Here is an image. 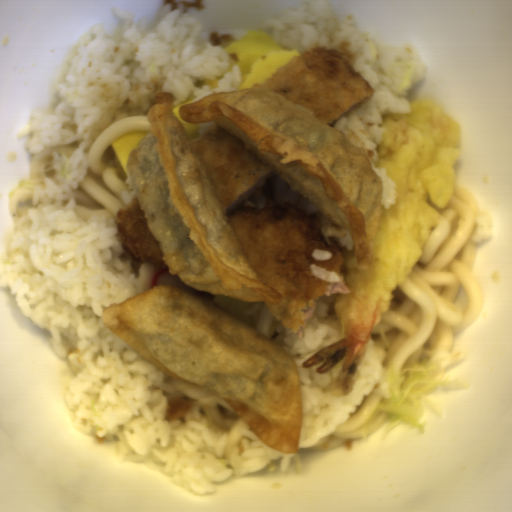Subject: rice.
Wrapping results in <instances>:
<instances>
[{"label": "rice", "mask_w": 512, "mask_h": 512, "mask_svg": "<svg viewBox=\"0 0 512 512\" xmlns=\"http://www.w3.org/2000/svg\"><path fill=\"white\" fill-rule=\"evenodd\" d=\"M213 302L253 329L259 310L263 306L259 301L247 302L218 294H216Z\"/></svg>", "instance_id": "obj_4"}, {"label": "rice", "mask_w": 512, "mask_h": 512, "mask_svg": "<svg viewBox=\"0 0 512 512\" xmlns=\"http://www.w3.org/2000/svg\"><path fill=\"white\" fill-rule=\"evenodd\" d=\"M312 258H314L317 261H327L330 260L333 256L329 251L321 250V249H315L313 250L311 254Z\"/></svg>", "instance_id": "obj_7"}, {"label": "rice", "mask_w": 512, "mask_h": 512, "mask_svg": "<svg viewBox=\"0 0 512 512\" xmlns=\"http://www.w3.org/2000/svg\"><path fill=\"white\" fill-rule=\"evenodd\" d=\"M113 13L119 26L93 25L78 40L54 104L30 112L32 158L10 195L0 286L46 329L78 429L113 444L118 457L197 495L264 468L286 473L293 453L264 444L240 417L216 424L102 320V308L139 293L145 262L124 250L116 220L74 208L94 140L108 125L147 116L158 92L175 96L173 109L238 90L241 70L226 48L245 37L207 38L181 1L151 17Z\"/></svg>", "instance_id": "obj_1"}, {"label": "rice", "mask_w": 512, "mask_h": 512, "mask_svg": "<svg viewBox=\"0 0 512 512\" xmlns=\"http://www.w3.org/2000/svg\"><path fill=\"white\" fill-rule=\"evenodd\" d=\"M493 234V221L492 216L484 211H478L476 213V228L470 238L473 244L486 241L491 238Z\"/></svg>", "instance_id": "obj_5"}, {"label": "rice", "mask_w": 512, "mask_h": 512, "mask_svg": "<svg viewBox=\"0 0 512 512\" xmlns=\"http://www.w3.org/2000/svg\"><path fill=\"white\" fill-rule=\"evenodd\" d=\"M265 31L301 55L321 47L333 49L373 87L371 95L348 109L330 127L345 137L371 161L382 178V207L391 208L396 200L395 184L389 173L378 168L376 160L386 116L410 112L407 92L422 82L427 64L413 44H378L360 28L354 15L338 16L326 0L303 1L263 27Z\"/></svg>", "instance_id": "obj_2"}, {"label": "rice", "mask_w": 512, "mask_h": 512, "mask_svg": "<svg viewBox=\"0 0 512 512\" xmlns=\"http://www.w3.org/2000/svg\"><path fill=\"white\" fill-rule=\"evenodd\" d=\"M333 296V295H332ZM332 296H322L308 318L301 335L288 330L281 349L290 355L295 364L302 396V425L298 450L312 447L319 439L341 424L369 392H379L389 400L388 367L383 366L385 351L370 333L361 365L345 396L329 391L330 381L340 368H332L324 374L315 369H303L305 360L343 337L340 328L329 323L327 316Z\"/></svg>", "instance_id": "obj_3"}, {"label": "rice", "mask_w": 512, "mask_h": 512, "mask_svg": "<svg viewBox=\"0 0 512 512\" xmlns=\"http://www.w3.org/2000/svg\"><path fill=\"white\" fill-rule=\"evenodd\" d=\"M309 268H310V271H311L313 277L320 278L329 283L334 282V281H342L338 272H331V271L319 268L314 264L309 265Z\"/></svg>", "instance_id": "obj_6"}]
</instances>
